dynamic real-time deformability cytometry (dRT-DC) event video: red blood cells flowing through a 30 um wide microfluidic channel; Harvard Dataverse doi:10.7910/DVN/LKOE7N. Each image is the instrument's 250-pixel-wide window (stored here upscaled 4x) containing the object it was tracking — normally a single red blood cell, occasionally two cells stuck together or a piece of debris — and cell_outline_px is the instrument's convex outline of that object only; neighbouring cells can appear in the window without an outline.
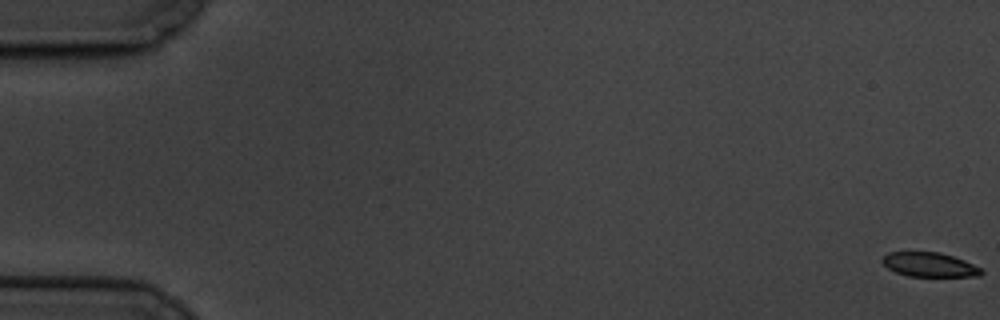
{"species": "common noctule bat (a hibernating species)", "species_latin": "Nyctalus noctula", "temperature_condition": "cold", "stored_images_in_passage": 7, "segment_of_instrument_passage": [1, 2], "camera_frame_rate_fps": 3000, "um_per_image_px": 0.085, "animal": {"sex": "male", "body_mass_g": 19.5, "forearm_length_mm": 54.6}, "frame": {"image": 1, "passage_image": 1, "time_ms": 0.0, "image_size_px": [1000, 320], "cell_outline_px": [[984, 272], [980, 276], [908, 276], [896, 272], [888, 268], [880, 260], [888, 252], [940, 252], [964, 260], [980, 268]], "centroid_in_image_um": [78.99, 22.49], "position_along_channel_um": 6.0, "area_um2": 13.93}}